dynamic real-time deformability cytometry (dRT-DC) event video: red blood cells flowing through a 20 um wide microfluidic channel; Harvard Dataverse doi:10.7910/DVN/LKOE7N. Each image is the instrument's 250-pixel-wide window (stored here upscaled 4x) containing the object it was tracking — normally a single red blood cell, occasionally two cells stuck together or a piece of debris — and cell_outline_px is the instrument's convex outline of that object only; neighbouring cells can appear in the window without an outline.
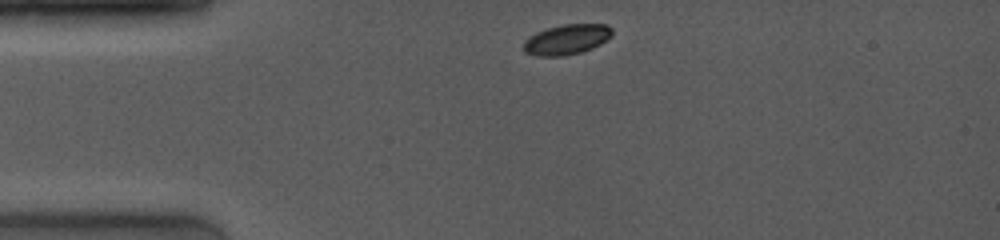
{"species": "common noctule bat (a hibernating species)", "species_latin": "Nyctalus noctula", "temperature_condition": "room temperature", "stored_images_in_passage": 54, "camera_frame_rate_fps": 4000, "um_per_image_px": 0.085, "animal": {"sex": "female", "body_mass_g": 19.0, "forearm_length_mm": 53.3}, "frame": {"image": 1, "passage_image": 1, "time_ms": 0.0, "image_size_px": [1000, 240], "cell_outline_px": [[612, 36], [600, 44], [592, 48], [580, 52], [564, 56], [536, 56], [524, 52], [524, 40], [528, 36], [536, 32], [548, 28], [564, 24], [608, 24], [612, 28]], "centroid_in_image_um": [48.16, 3.35], "position_along_channel_um": 36.8, "area_um2": 15.66}}
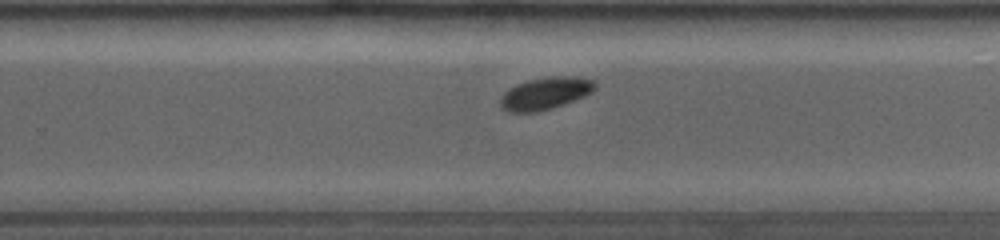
{"frame": {"image": 2, "passage_image": 43, "time_ms": 7.0, "image_size_px": [1000, 240], "cell_outline_px": [[596, 88], [592, 92], [584, 96], [564, 104], [552, 108], [536, 112], [508, 112], [500, 108], [500, 100], [504, 92], [516, 84], [528, 80], [552, 76], [576, 76], [596, 80]], "centroid_in_image_um": [46.37, 7.93], "position_along_channel_um": 283.4, "area_um2": 17.92}}
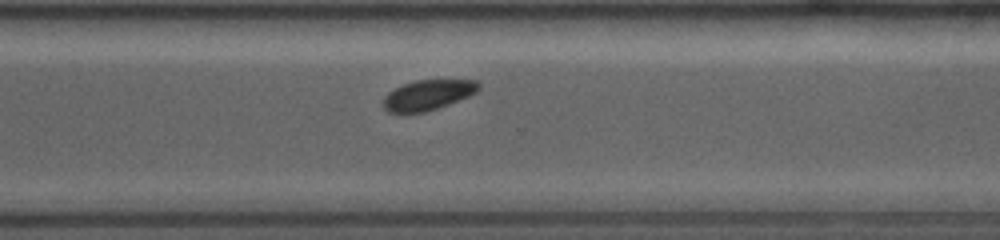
{"frame": {"image": 3, "passage_image": 50, "time_ms": 8.25, "image_size_px": [1000, 240], "cell_outline_px": [[480, 88], [476, 92], [468, 96], [448, 104], [424, 112], [388, 112], [384, 108], [384, 96], [388, 92], [404, 84], [416, 80], [476, 80], [480, 84]], "centroid_in_image_um": [36.38, 8.06], "position_along_channel_um": 334.2, "area_um2": 16.47}}